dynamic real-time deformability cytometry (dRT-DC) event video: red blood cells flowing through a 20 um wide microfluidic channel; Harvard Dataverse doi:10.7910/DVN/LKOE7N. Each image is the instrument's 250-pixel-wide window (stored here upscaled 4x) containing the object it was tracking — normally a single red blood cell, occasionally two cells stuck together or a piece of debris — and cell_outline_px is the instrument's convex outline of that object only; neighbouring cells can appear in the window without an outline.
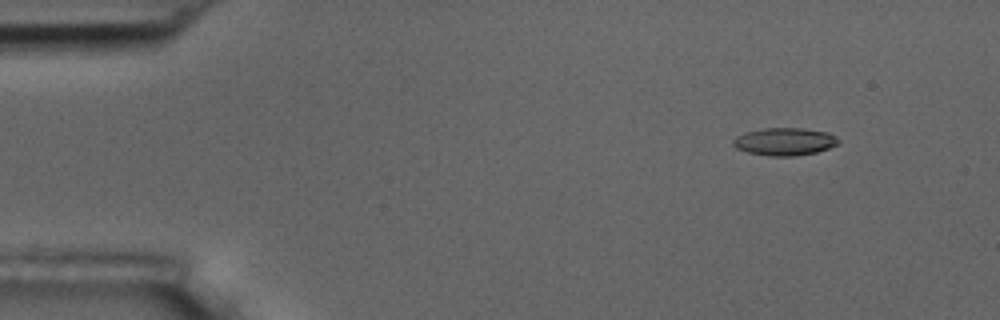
{"species": "common noctule bat (a hibernating species)", "species_latin": "Nyctalus noctula", "temperature_condition": "room temperature", "stored_images_in_passage": 4, "camera_frame_rate_fps": 3000, "um_per_image_px": 0.085, "animal": {"sex": "male", "body_mass_g": 17.5, "forearm_length_mm": 52.3}, "frame": {"image": 1, "passage_image": 2, "time_ms": 1.333, "image_size_px": [1000, 320], "cell_outline_px": [[840, 144], [816, 152], [796, 156], [768, 156], [748, 152], [736, 148], [732, 144], [732, 140], [736, 136], [744, 132], [764, 128], [804, 128], [828, 132], [836, 136], [840, 140]], "centroid_in_image_um": [66.7, 12.03], "position_along_channel_um": 18.3, "area_um2": 17.17}}